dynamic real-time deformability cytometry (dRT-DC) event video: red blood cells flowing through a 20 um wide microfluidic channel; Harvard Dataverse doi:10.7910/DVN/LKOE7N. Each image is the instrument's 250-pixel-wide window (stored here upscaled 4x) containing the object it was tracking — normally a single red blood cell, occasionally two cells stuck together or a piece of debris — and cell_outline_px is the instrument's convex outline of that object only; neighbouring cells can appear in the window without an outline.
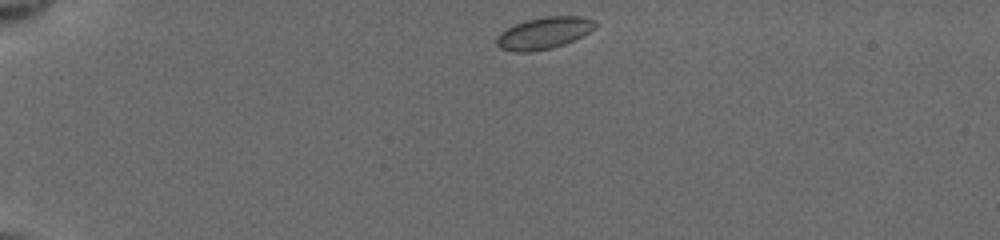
{"species": "common noctule bat (a hibernating species)", "species_latin": "Nyctalus noctula", "temperature_condition": "cold", "stored_images_in_passage": 11, "camera_frame_rate_fps": 3000, "um_per_image_px": 0.085, "animal": {"sex": "female", "body_mass_g": 19.5, "forearm_length_mm": 54.1}, "frame": {"image": 1, "passage_image": 1, "time_ms": 0.0, "image_size_px": [1000, 240], "cell_outline_px": [[596, 28], [564, 44], [552, 48], [528, 52], [516, 52], [500, 48], [496, 44], [496, 36], [500, 32], [524, 20], [544, 16], [580, 16], [592, 20], [596, 24]], "centroid_in_image_um": [46.19, 2.81], "position_along_channel_um": 38.8, "area_um2": 18.15}}
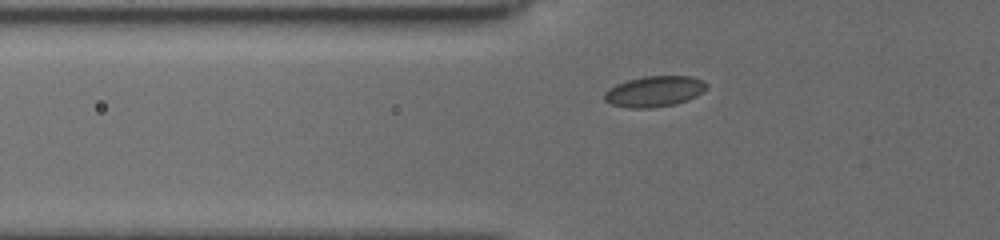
{"frame": {"image": 2, "passage_image": 7, "time_ms": 2.333, "image_size_px": [1000, 240], "cell_outline_px": [[708, 88], [696, 96], [688, 100], [676, 104], [652, 108], [628, 108], [612, 104], [604, 100], [604, 92], [608, 88], [616, 84], [628, 80], [644, 76], [692, 76], [704, 80], [708, 84]], "centroid_in_image_um": [55.65, 7.76], "position_along_channel_um": 70.2, "area_um2": 18.55}}
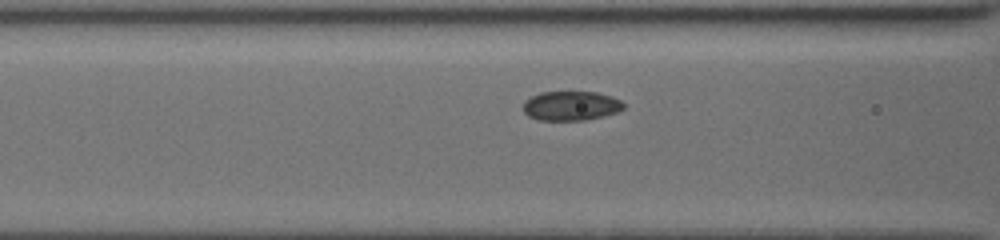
{"frame": {"image": 3, "passage_image": 10, "time_ms": 3.667, "image_size_px": [1000, 240], "cell_outline_px": [[624, 108], [616, 112], [604, 116], [584, 120], [540, 120], [528, 116], [524, 112], [524, 100], [540, 92], [596, 92], [612, 96], [620, 100], [624, 104]], "centroid_in_image_um": [48.53, 8.99], "position_along_channel_um": 118.1, "area_um2": 17.17}}